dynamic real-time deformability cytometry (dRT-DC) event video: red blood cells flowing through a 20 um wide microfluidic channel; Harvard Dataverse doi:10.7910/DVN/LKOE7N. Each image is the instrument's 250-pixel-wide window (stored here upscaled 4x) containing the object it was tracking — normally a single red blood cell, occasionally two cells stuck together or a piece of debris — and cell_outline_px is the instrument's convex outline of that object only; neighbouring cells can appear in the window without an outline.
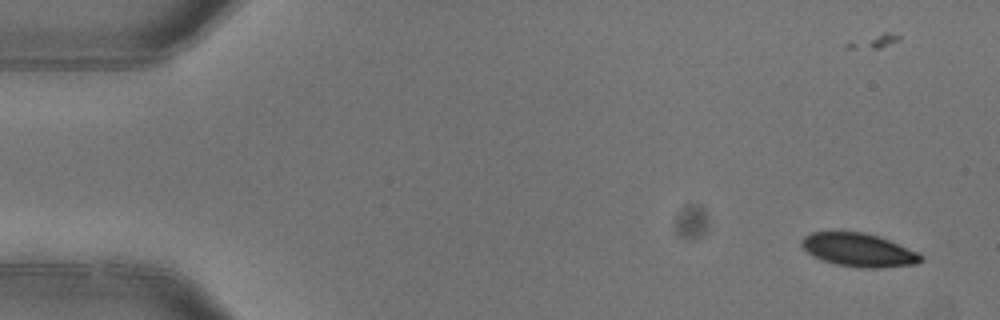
{"species": "common noctule bat (a hibernating species)", "species_latin": "Nyctalus noctula", "temperature_condition": "warm", "stored_images_in_passage": 7, "camera_frame_rate_fps": 3000, "um_per_image_px": 0.085, "animal": {"sex": "female"}, "frame": {"image": 1, "passage_image": 1, "time_ms": 0.0, "image_size_px": [1000, 320], "cell_outline_px": [[924, 260], [916, 264], [880, 268], [856, 268], [836, 264], [812, 256], [800, 244], [800, 240], [804, 236], [812, 232], [864, 232], [888, 240], [920, 252]], "centroid_in_image_um": [73.0, 21.26], "position_along_channel_um": 12.0, "area_um2": 23.24}}
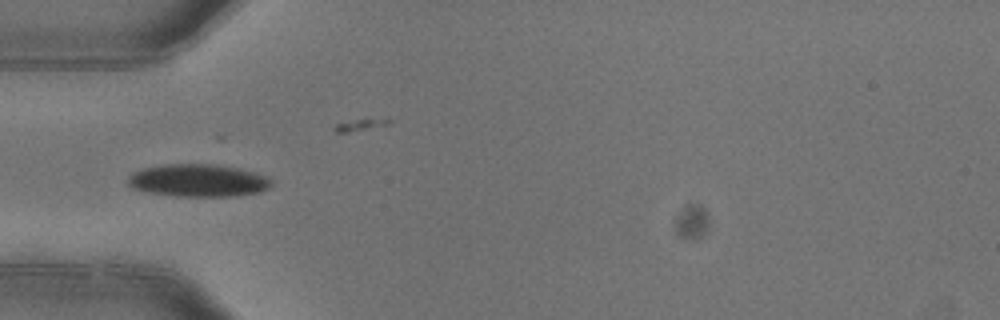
{"frame": {"image": 2, "passage_image": 5, "time_ms": 1.333, "image_size_px": [1000, 320], "cell_outline_px": [[272, 184], [268, 188], [260, 192], [232, 196], [176, 196], [148, 192], [132, 188], [128, 184], [128, 176], [132, 172], [144, 168], [160, 164], [220, 164], [252, 172], [264, 176], [272, 180]], "centroid_in_image_um": [16.8, 15.33], "position_along_channel_um": 68.2, "area_um2": 27.22}}